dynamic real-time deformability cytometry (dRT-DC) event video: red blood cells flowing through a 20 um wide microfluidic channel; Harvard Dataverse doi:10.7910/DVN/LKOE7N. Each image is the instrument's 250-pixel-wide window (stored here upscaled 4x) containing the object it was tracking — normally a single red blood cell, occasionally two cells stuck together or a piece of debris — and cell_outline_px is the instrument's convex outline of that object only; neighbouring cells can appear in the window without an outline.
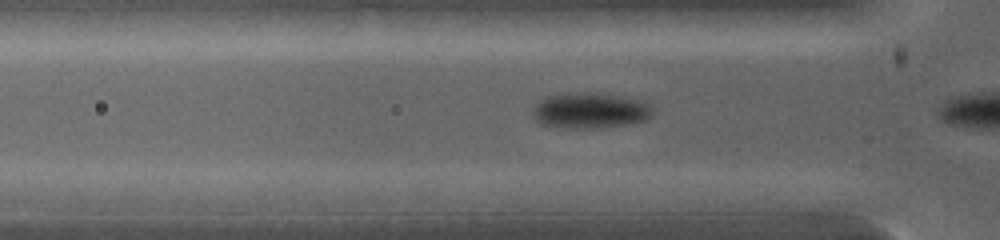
{"species": "common noctule bat (a hibernating species)", "species_latin": "Nyctalus noctula", "temperature_condition": "warm", "stored_images_in_passage": 11, "camera_frame_rate_fps": 5000, "um_per_image_px": 0.085, "animal": {"sex": "female", "body_mass_g": 19.0, "forearm_length_mm": 53.3}, "frame": {"image": 1, "passage_image": 4, "time_ms": 0.4, "image_size_px": [1000, 240], "cell_outline_px": [[656, 108], [652, 116], [648, 120], [628, 124], [600, 128], [568, 128], [544, 124], [536, 120], [532, 112], [536, 104], [544, 96], [568, 92], [592, 92], [624, 96], [644, 100]], "centroid_in_image_um": [50.24, 9.37], "position_along_channel_um": 75.6, "area_um2": 25.55}}
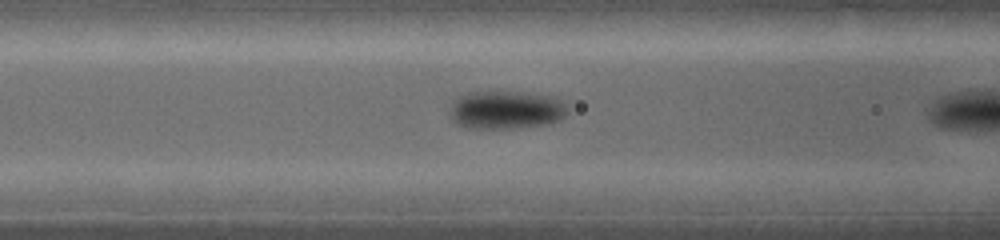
{"frame": {"image": 2, "passage_image": 9, "time_ms": 1.2, "image_size_px": [1000, 240], "cell_outline_px": [[568, 112], [560, 120], [544, 124], [512, 128], [472, 128], [460, 124], [452, 120], [448, 116], [448, 112], [452, 100], [468, 92], [524, 92], [552, 96], [564, 100], [568, 108]], "centroid_in_image_um": [43.01, 9.32], "position_along_channel_um": 123.6, "area_um2": 26.41}}